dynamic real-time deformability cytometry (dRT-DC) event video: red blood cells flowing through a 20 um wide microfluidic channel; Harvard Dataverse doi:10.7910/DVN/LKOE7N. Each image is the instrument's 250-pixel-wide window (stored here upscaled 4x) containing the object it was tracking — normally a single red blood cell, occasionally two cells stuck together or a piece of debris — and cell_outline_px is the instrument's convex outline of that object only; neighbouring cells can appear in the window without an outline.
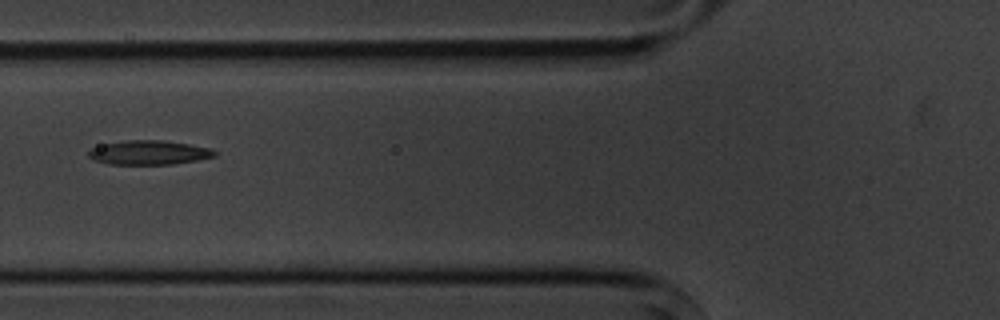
{"species": "common noctule bat (a hibernating species)", "species_latin": "Nyctalus noctula", "temperature_condition": "cold", "stored_images_in_passage": 6, "camera_frame_rate_fps": 3000, "um_per_image_px": 0.085, "animal": {"sex": "male", "body_mass_g": 20.1, "forearm_length_mm": 53.5}, "frame": {"image": 1, "passage_image": 6, "time_ms": 6.0, "image_size_px": [1000, 320], "cell_outline_px": [[216, 156], [196, 160], [172, 164], [108, 164], [92, 160], [88, 156], [88, 152], [92, 148], [104, 144], [128, 140], [164, 140], [212, 148], [216, 152]], "centroid_in_image_um": [12.65, 12.97], "position_along_channel_um": 113.1, "area_um2": 17.74}}